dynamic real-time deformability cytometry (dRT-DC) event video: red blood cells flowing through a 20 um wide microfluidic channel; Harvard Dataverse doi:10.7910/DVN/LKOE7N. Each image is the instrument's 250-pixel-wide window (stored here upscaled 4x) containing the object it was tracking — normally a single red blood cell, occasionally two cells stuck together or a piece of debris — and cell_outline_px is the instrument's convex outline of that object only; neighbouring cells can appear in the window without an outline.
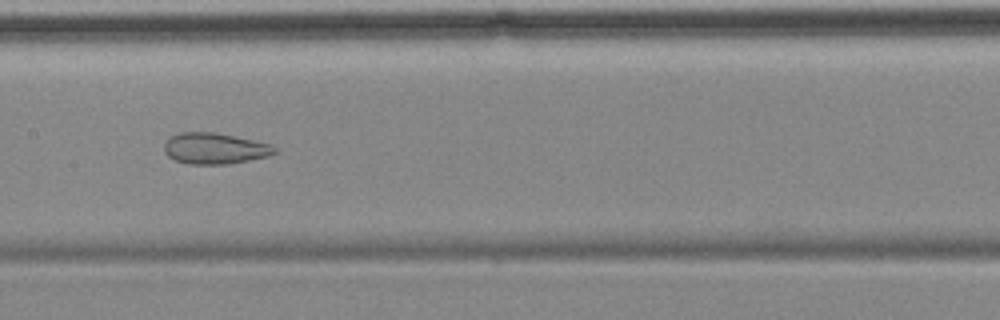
{"species": "common noctule bat (a hibernating species)", "species_latin": "Nyctalus noctula", "temperature_condition": "cold", "stored_images_in_passage": 8, "camera_frame_rate_fps": 3000, "um_per_image_px": 0.085, "animal": {"sex": "female", "body_mass_g": 18.4}, "frame": {"image": 1, "passage_image": 6, "time_ms": 6.0, "image_size_px": [1000, 320], "cell_outline_px": [[280, 152], [268, 156], [228, 164], [188, 164], [176, 160], [168, 156], [164, 152], [164, 144], [172, 136], [180, 132], [216, 132], [272, 144]], "centroid_in_image_um": [18.29, 12.62], "position_along_channel_um": 189.1, "area_um2": 20.06}}
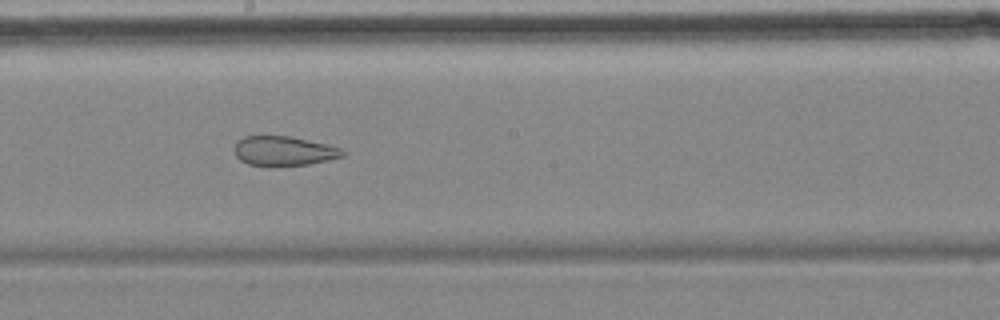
{"frame": {"image": 2, "passage_image": 7, "time_ms": 7.0, "image_size_px": [1000, 320], "cell_outline_px": [[344, 156], [328, 160], [308, 164], [268, 168], [248, 164], [240, 160], [236, 156], [236, 144], [244, 136], [288, 136], [324, 144], [340, 148], [344, 152]], "centroid_in_image_um": [24.09, 12.87], "position_along_channel_um": 224.1, "area_um2": 18.61}}